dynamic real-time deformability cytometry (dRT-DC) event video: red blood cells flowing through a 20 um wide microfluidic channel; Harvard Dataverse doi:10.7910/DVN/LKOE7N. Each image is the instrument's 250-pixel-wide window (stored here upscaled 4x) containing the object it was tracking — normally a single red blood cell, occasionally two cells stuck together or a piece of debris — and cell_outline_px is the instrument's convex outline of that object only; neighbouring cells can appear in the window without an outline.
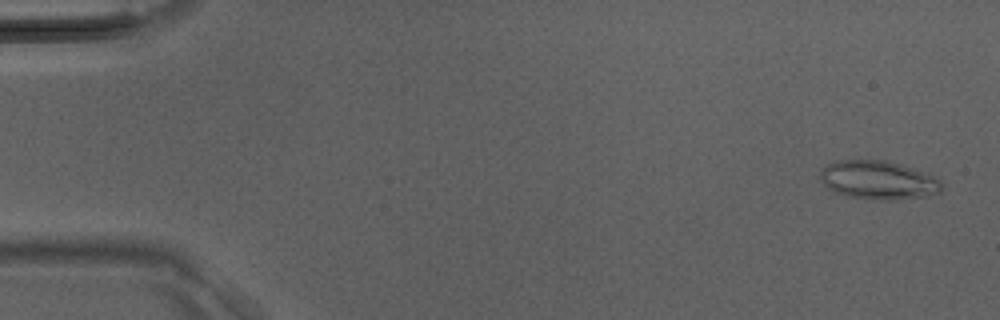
{"species": "Egyptian fruit bat (a non-hibernating species)", "species_latin": "Rousettus aegyptiacus", "temperature_condition": "room temperature", "stored_images_in_passage": 41, "camera_frame_rate_fps": 3000, "um_per_image_px": 0.085, "animal": {"sex": "male"}, "frame": {"image": 1, "passage_image": 2, "time_ms": 0.333, "image_size_px": [1000, 320], "cell_outline_px": [[944, 188], [940, 192], [928, 196], [896, 200], [872, 200], [848, 196], [836, 192], [828, 188], [820, 180], [820, 168], [832, 160], [884, 160], [900, 164], [928, 172], [936, 176], [944, 184]], "centroid_in_image_um": [74.68, 15.3], "position_along_channel_um": 10.3, "area_um2": 28.03}}
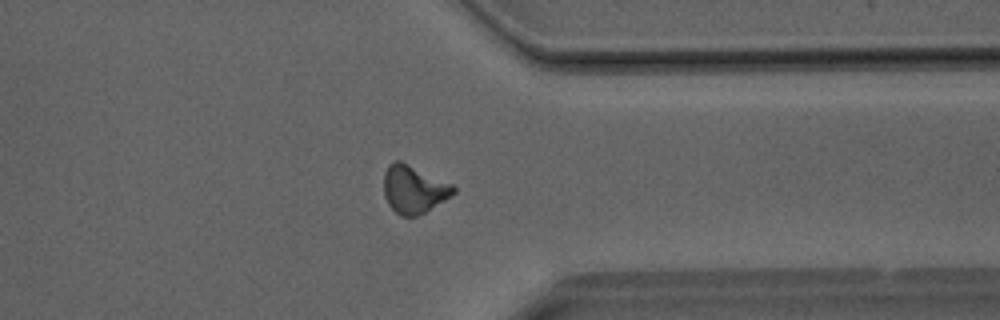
{"frame": {"image": 2, "passage_image": 32, "time_ms": 10.333, "image_size_px": [1000, 320], "cell_outline_px": [[456, 192], [452, 196], [424, 212], [416, 216], [400, 216], [388, 204], [384, 196], [384, 172], [388, 164], [392, 160], [400, 160], [452, 184], [456, 188]], "centroid_in_image_um": [35.15, 16.07], "position_along_channel_um": 376.2, "area_um2": 19.42}}
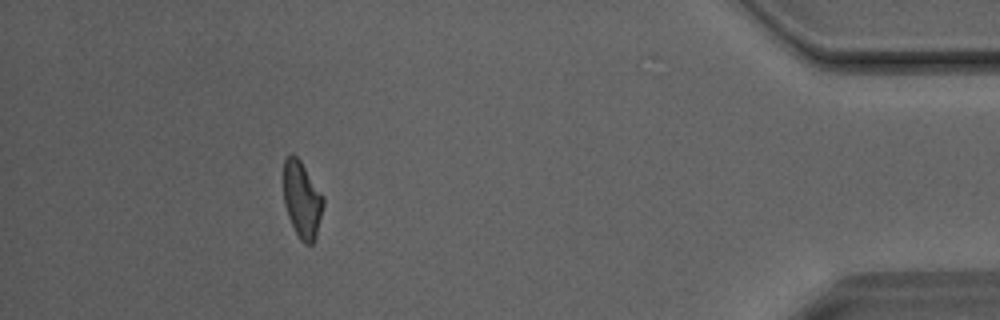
{"frame": {"image": 3, "passage_image": 37, "time_ms": 12.0, "image_size_px": [1000, 320], "cell_outline_px": [[324, 204], [316, 236], [312, 244], [304, 244], [300, 240], [288, 216], [284, 204], [284, 160], [288, 152], [292, 152], [300, 160], [324, 196]], "centroid_in_image_um": [25.67, 16.94], "position_along_channel_um": 409.5, "area_um2": 17.8}}